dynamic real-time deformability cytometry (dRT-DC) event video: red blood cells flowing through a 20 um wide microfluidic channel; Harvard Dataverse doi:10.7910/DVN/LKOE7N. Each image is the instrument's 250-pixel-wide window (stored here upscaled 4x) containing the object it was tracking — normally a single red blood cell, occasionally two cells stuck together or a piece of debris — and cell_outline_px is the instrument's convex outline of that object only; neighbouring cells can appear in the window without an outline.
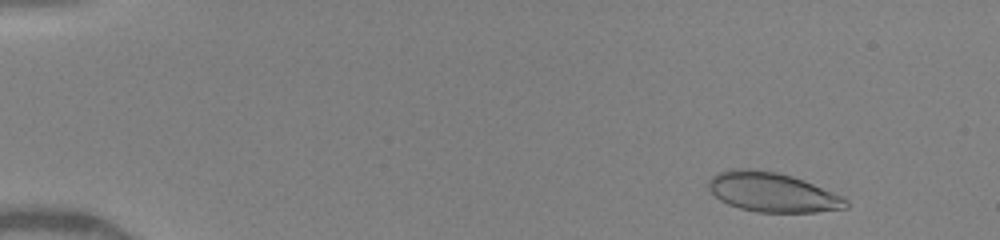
{"species": "human", "species_latin": "Homo sapiens", "temperature_condition": "warm", "stored_images_in_passage": 36, "camera_frame_rate_fps": 3000, "um_per_image_px": 0.085, "donor": {"sex": "female"}, "frame": {"image": 1, "passage_image": 3, "time_ms": 1.0, "image_size_px": [1000, 240], "cell_outline_px": [[848, 208], [816, 212], [756, 212], [740, 208], [728, 204], [720, 200], [708, 188], [708, 180], [716, 172], [732, 168], [748, 168], [776, 172], [792, 176], [804, 180], [844, 196], [848, 200]], "centroid_in_image_um": [65.65, 16.33], "position_along_channel_um": 19.3, "area_um2": 31.85}}
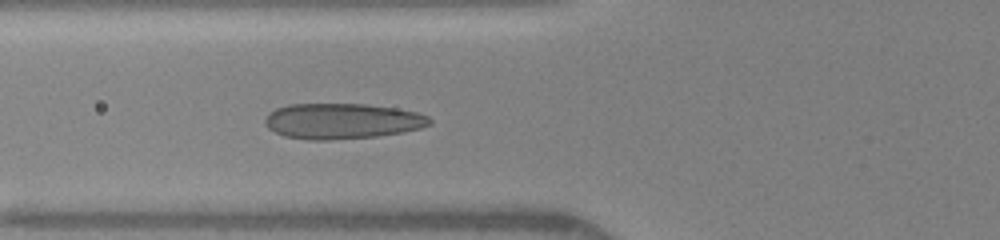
{"frame": {"image": 2, "passage_image": 16, "time_ms": 5.667, "image_size_px": [1000, 240], "cell_outline_px": [[432, 124], [420, 128], [400, 132], [376, 136], [328, 140], [308, 140], [284, 136], [268, 128], [264, 124], [264, 120], [268, 112], [276, 108], [288, 104], [364, 104], [396, 108], [416, 112], [428, 116], [432, 120]], "centroid_in_image_um": [29.04, 10.29], "position_along_channel_um": 96.8, "area_um2": 34.16}}
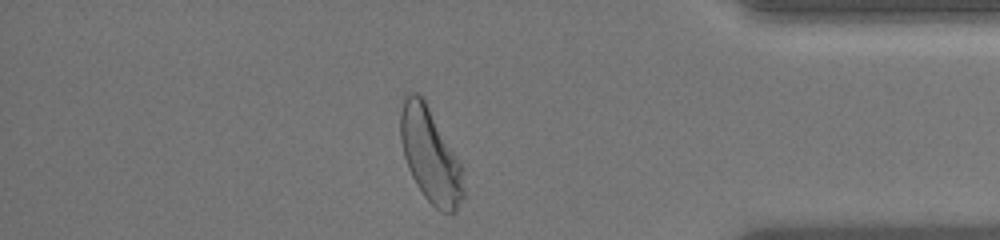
{"frame": {"image": 3, "passage_image": 34, "time_ms": 13.333, "image_size_px": [1000, 240], "cell_outline_px": [[464, 196], [456, 212], [444, 212], [436, 208], [424, 196], [416, 184], [408, 168], [404, 156], [400, 140], [400, 112], [404, 92], [416, 92], [424, 100], [456, 156], [460, 164], [464, 188]], "centroid_in_image_um": [36.54, 13.2], "position_along_channel_um": 398.7, "area_um2": 34.16}, "authors_computed_cell_mechanics": {"area_um2": 32.079, "velocity_mm_per_s": 4.2119, "shape_relaxation_time_tau1_ms": 2.9663, "shape_relaxation_time_tau2_ms": null, "deformation_change_tau1": 0.1375, "deformation_change_tau2": null}}